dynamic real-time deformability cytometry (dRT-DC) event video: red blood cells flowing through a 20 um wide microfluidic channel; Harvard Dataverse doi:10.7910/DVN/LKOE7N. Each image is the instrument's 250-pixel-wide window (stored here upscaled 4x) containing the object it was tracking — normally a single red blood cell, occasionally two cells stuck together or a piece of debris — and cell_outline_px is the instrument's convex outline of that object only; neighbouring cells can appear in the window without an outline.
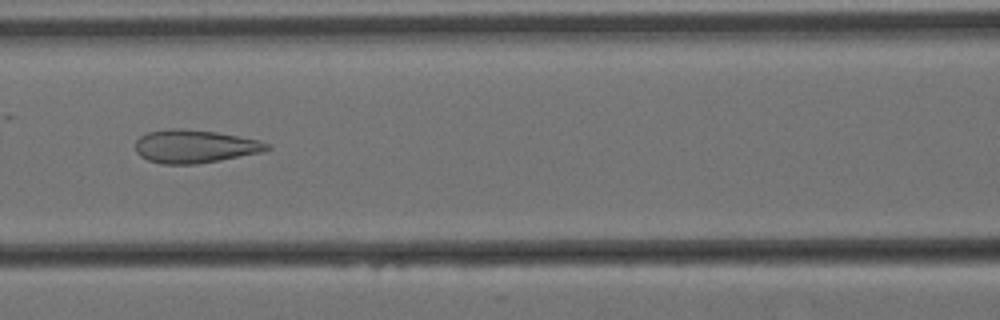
{"species": "Egyptian fruit bat (a non-hibernating species)", "species_latin": "Rousettus aegyptiacus", "temperature_condition": "cold", "stored_images_in_passage": 56, "camera_frame_rate_fps": 3000, "um_per_image_px": 0.085, "animal": {"sex": "female"}, "frame": {"image": 1, "passage_image": 24, "time_ms": 7.667, "image_size_px": [1000, 320], "cell_outline_px": [[272, 148], [264, 152], [220, 160], [196, 164], [160, 164], [148, 160], [140, 156], [136, 152], [136, 140], [140, 136], [148, 132], [168, 128], [184, 128], [216, 132], [260, 140], [272, 144]], "centroid_in_image_um": [16.58, 12.44], "position_along_channel_um": 150.0, "area_um2": 25.72}}
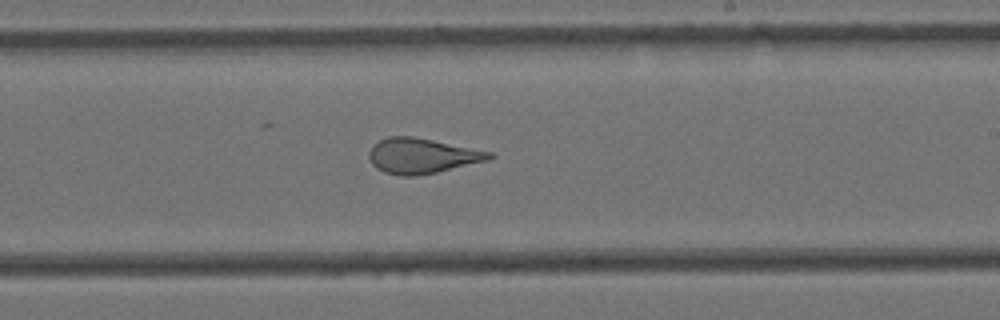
{"frame": {"image": 2, "passage_image": 33, "time_ms": 10.667, "image_size_px": [1000, 320], "cell_outline_px": [[496, 156], [488, 160], [436, 172], [416, 176], [400, 176], [384, 172], [376, 168], [372, 164], [368, 156], [368, 152], [372, 144], [388, 136], [412, 136], [492, 152]], "centroid_in_image_um": [35.82, 13.24], "position_along_channel_um": 253.2, "area_um2": 24.62}}
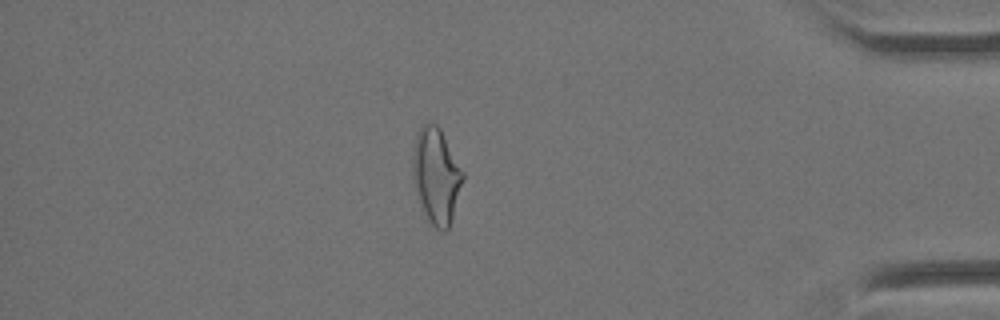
{"frame": {"image": 3, "passage_image": 49, "time_ms": 16.0, "image_size_px": [1000, 320], "cell_outline_px": [[464, 180], [452, 220], [448, 228], [444, 232], [436, 228], [428, 220], [424, 212], [412, 180], [412, 148], [416, 132], [428, 120], [436, 124], [440, 128], [464, 172]], "centroid_in_image_um": [37.07, 14.9], "position_along_channel_um": 398.1, "area_um2": 28.26}}